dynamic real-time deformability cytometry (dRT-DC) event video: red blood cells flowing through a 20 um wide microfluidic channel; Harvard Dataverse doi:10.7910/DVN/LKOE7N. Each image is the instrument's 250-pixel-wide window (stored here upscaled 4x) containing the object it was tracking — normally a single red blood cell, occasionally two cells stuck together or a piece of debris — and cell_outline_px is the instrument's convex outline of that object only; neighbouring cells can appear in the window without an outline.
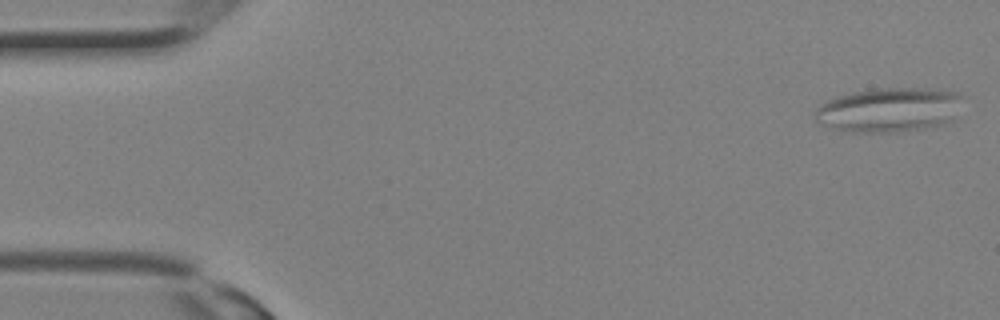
{"species": "Egyptian fruit bat (a non-hibernating species)", "species_latin": "Rousettus aegyptiacus", "temperature_condition": "room temperature", "stored_images_in_passage": 9, "camera_frame_rate_fps": 3000, "um_per_image_px": 0.085, "animal": {"sex": "female"}, "frame": {"image": 1, "passage_image": 1, "time_ms": 0.0, "image_size_px": [1000, 320], "cell_outline_px": [[964, 96], [952, 120], [948, 124], [932, 128], [900, 132], [844, 132], [816, 120], [816, 108], [820, 104], [836, 96], [868, 88], [924, 88], [960, 92]], "centroid_in_image_um": [75.63, 9.33], "position_along_channel_um": 9.4, "area_um2": 38.78}}